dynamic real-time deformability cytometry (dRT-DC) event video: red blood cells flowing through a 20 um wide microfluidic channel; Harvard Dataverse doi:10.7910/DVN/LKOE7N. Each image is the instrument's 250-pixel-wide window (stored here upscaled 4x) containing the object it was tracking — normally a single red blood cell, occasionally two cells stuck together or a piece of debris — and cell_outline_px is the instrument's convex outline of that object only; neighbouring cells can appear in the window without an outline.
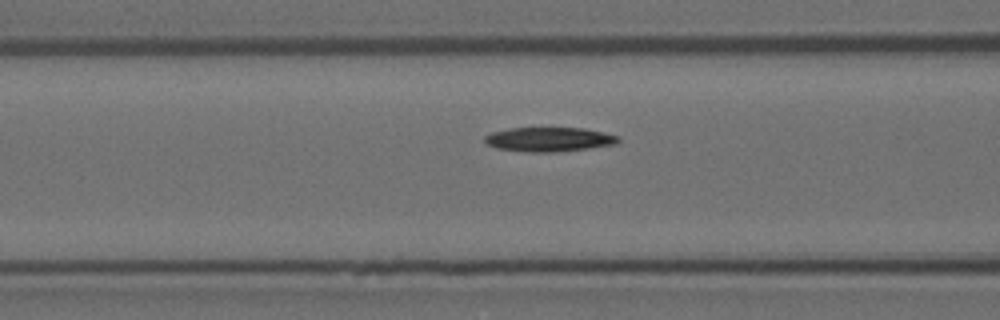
{"species": "Egyptian fruit bat (a non-hibernating species)", "species_latin": "Rousettus aegyptiacus", "temperature_condition": "room temperature", "stored_images_in_passage": 6, "segment_of_instrument_passage": [2, 2], "camera_frame_rate_fps": 3000, "um_per_image_px": 0.085, "animal": {"sex": "female"}, "frame": {"image": 1, "passage_image": 6, "time_ms": 1.667, "image_size_px": [1000, 320], "cell_outline_px": [[620, 140], [616, 144], [588, 148], [556, 152], [532, 152], [496, 148], [488, 144], [484, 140], [484, 136], [492, 132], [508, 128], [584, 128], [604, 132], [620, 136]], "centroid_in_image_um": [46.69, 11.84], "position_along_channel_um": 119.9, "area_um2": 18.9}}